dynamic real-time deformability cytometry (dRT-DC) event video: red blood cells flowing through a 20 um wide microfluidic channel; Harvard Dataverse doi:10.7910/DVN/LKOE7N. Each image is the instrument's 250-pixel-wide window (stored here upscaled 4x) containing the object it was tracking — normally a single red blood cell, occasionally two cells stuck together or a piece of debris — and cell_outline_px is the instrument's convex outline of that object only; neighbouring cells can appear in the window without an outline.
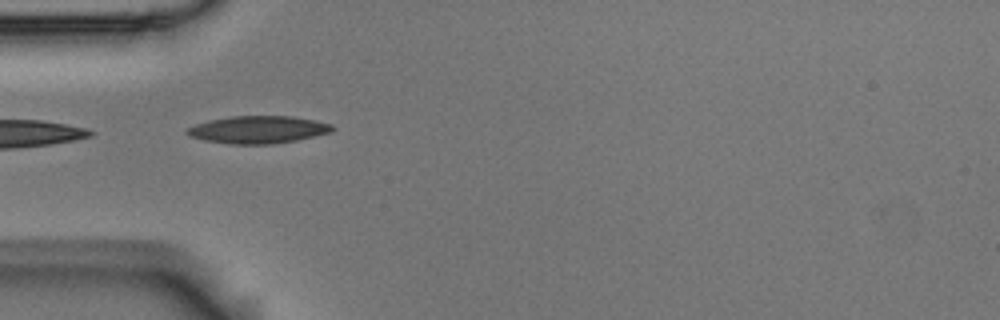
{"species": "Egyptian fruit bat (a non-hibernating species)", "species_latin": "Rousettus aegyptiacus", "temperature_condition": "room temperature", "stored_images_in_passage": 9, "camera_frame_rate_fps": 3000, "um_per_image_px": 0.085, "animal": {"sex": "male"}, "frame": {"image": 1, "passage_image": 1, "time_ms": 0.0, "image_size_px": [1000, 320], "cell_outline_px": [[336, 128], [332, 132], [296, 140], [272, 144], [232, 144], [208, 140], [188, 136], [184, 132], [188, 128], [196, 124], [208, 120], [232, 116], [292, 116], [316, 120], [332, 124]], "centroid_in_image_um": [21.97, 11.01], "position_along_channel_um": 63.0, "area_um2": 23.24}}
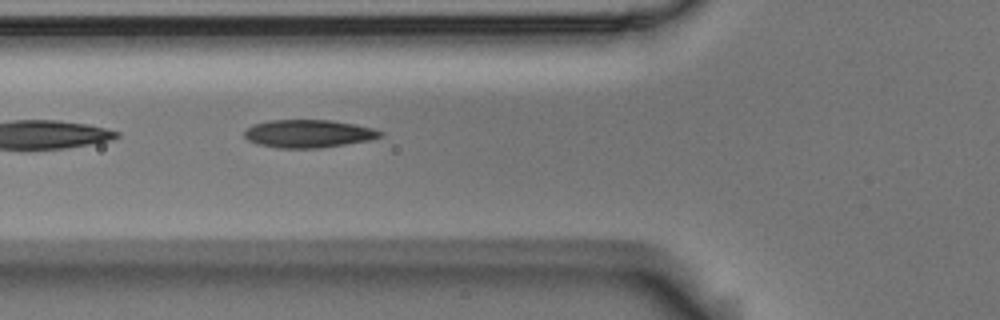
{"frame": {"image": 2, "passage_image": 4, "time_ms": 1.0, "image_size_px": [1000, 320], "cell_outline_px": [[384, 136], [368, 140], [320, 148], [280, 148], [256, 144], [248, 140], [244, 136], [244, 132], [252, 124], [268, 120], [332, 120], [356, 124], [372, 128], [384, 132]], "centroid_in_image_um": [26.21, 11.35], "position_along_channel_um": 99.6, "area_um2": 22.2}}